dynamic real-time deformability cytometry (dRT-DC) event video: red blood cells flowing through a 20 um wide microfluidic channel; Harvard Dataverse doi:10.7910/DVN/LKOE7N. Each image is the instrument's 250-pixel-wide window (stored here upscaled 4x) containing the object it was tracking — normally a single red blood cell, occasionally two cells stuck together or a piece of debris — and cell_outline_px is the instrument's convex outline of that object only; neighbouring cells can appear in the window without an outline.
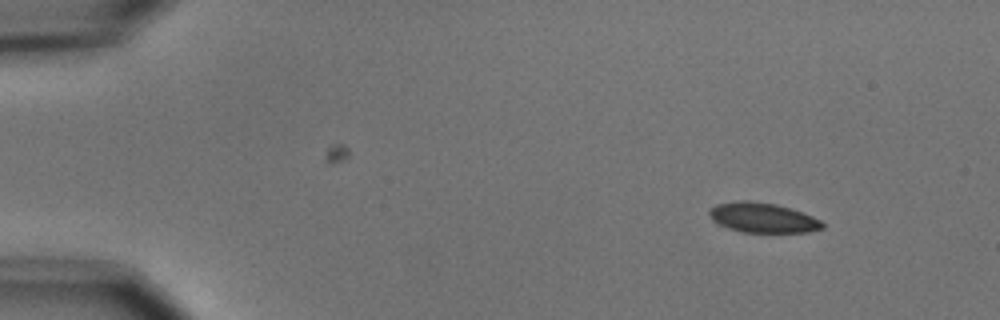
{"species": "common noctule bat (a hibernating species)", "species_latin": "Nyctalus noctula", "temperature_condition": "cold", "stored_images_in_passage": 4, "segment_of_instrument_passage": [1, 2], "camera_frame_rate_fps": 3000, "um_per_image_px": 0.085, "animal": {"sex": "male", "body_mass_g": 15.6}, "frame": {"image": 1, "passage_image": 1, "time_ms": 0.0, "image_size_px": [1000, 320], "cell_outline_px": [[824, 228], [808, 232], [744, 232], [728, 228], [716, 224], [712, 220], [708, 212], [708, 208], [716, 204], [740, 200], [748, 200], [776, 204], [812, 216], [820, 220], [824, 224]], "centroid_in_image_um": [64.78, 18.5], "position_along_channel_um": 20.2, "area_um2": 19.71}}